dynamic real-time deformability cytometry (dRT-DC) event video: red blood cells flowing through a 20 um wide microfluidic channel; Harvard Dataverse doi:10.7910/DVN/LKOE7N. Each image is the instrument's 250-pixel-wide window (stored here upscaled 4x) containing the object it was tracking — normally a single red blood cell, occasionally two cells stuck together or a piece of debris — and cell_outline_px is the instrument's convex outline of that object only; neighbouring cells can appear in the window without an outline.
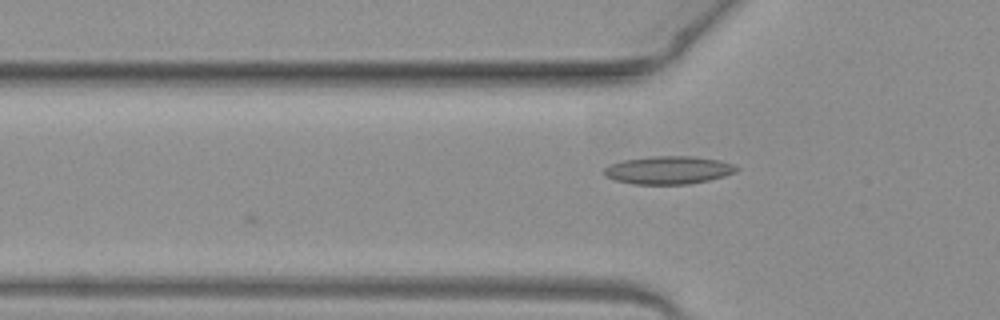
{"species": "common noctule bat (a hibernating species)", "species_latin": "Nyctalus noctula", "temperature_condition": "warm", "stored_images_in_passage": 3, "camera_frame_rate_fps": 3000, "um_per_image_px": 0.085, "animal": {"sex": "female", "body_mass_g": 19.3, "forearm_length_mm": 54.1}, "frame": {"image": 1, "passage_image": 3, "time_ms": 0.667, "image_size_px": [1000, 320], "cell_outline_px": [[740, 168], [736, 172], [724, 176], [708, 180], [688, 184], [632, 184], [616, 180], [604, 176], [604, 168], [608, 164], [624, 160], [652, 156], [692, 156], [720, 160], [732, 164]], "centroid_in_image_um": [56.81, 14.45], "position_along_channel_um": 69.0, "area_um2": 21.62}}